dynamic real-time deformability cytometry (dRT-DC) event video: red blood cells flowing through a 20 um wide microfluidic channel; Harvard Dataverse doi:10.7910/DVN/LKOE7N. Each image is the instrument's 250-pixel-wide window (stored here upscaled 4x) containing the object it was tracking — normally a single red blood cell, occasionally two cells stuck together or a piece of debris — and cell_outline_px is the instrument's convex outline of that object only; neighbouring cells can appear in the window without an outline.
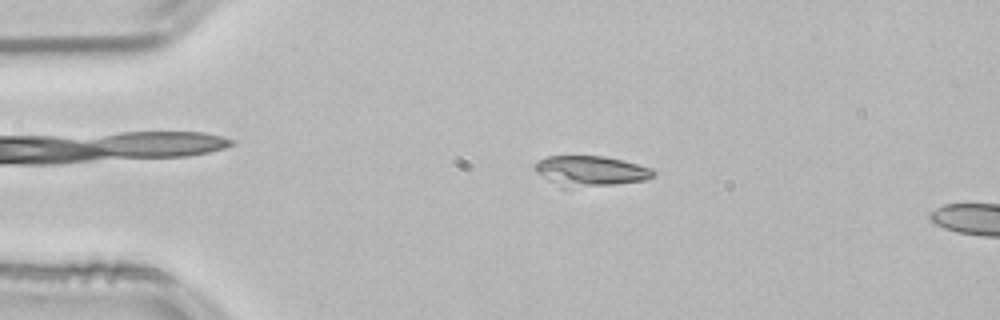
{"species": "common noctule bat (a hibernating species)", "species_latin": "Nyctalus noctula", "temperature_condition": "room temperature", "stored_images_in_passage": 49, "camera_frame_rate_fps": 3000, "um_per_image_px": 0.085, "animal": {"sex": "male", "body_mass_g": 21.5, "forearm_length_mm": 52.0}, "frame": {"image": 1, "passage_image": 6, "time_ms": 1.667, "image_size_px": [1000, 320], "cell_outline_px": [[656, 176], [648, 180], [616, 184], [564, 188], [560, 188], [536, 172], [532, 168], [540, 160], [548, 156], [604, 156], [652, 168], [656, 172]], "centroid_in_image_um": [50.2, 14.55], "position_along_channel_um": 34.8, "area_um2": 20.98}}
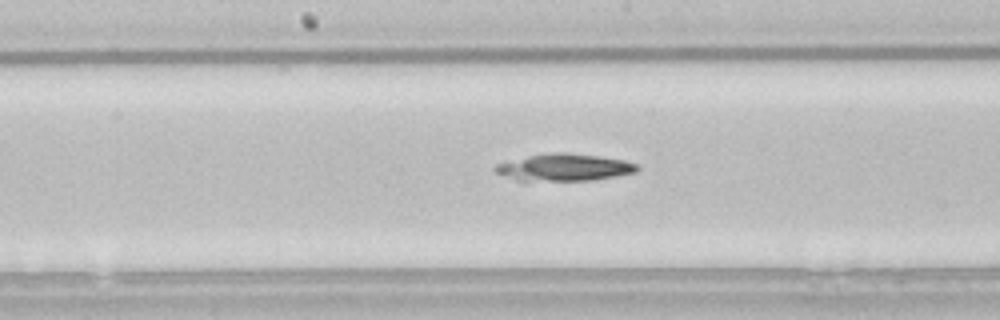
{"frame": {"image": 2, "passage_image": 22, "time_ms": 7.0, "image_size_px": [1000, 320], "cell_outline_px": [[640, 168], [636, 172], [592, 180], [516, 180], [496, 172], [492, 168], [496, 164], [528, 156], [556, 152], [564, 152], [600, 156], [624, 160], [636, 164]], "centroid_in_image_um": [47.98, 14.22], "position_along_channel_um": 200.2, "area_um2": 22.02}}
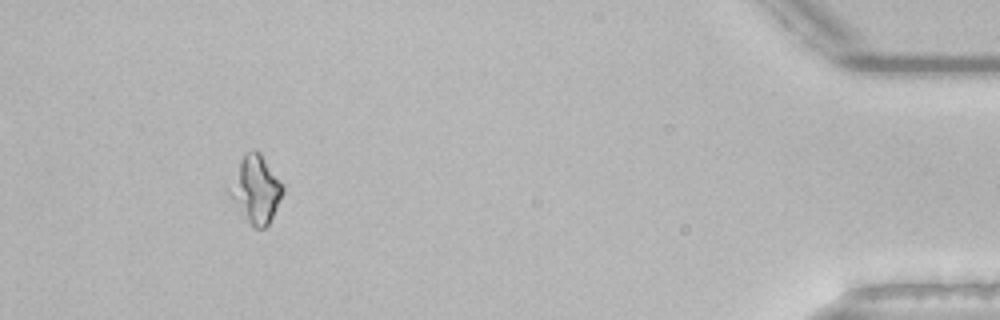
{"frame": {"image": 3, "passage_image": 44, "time_ms": 14.333, "image_size_px": [1000, 320], "cell_outline_px": [[284, 192], [268, 224], [264, 228], [256, 228], [240, 216], [236, 212], [224, 188], [244, 152], [260, 152], [284, 184]], "centroid_in_image_um": [21.65, 16.11], "position_along_channel_um": 413.5, "area_um2": 21.68}}